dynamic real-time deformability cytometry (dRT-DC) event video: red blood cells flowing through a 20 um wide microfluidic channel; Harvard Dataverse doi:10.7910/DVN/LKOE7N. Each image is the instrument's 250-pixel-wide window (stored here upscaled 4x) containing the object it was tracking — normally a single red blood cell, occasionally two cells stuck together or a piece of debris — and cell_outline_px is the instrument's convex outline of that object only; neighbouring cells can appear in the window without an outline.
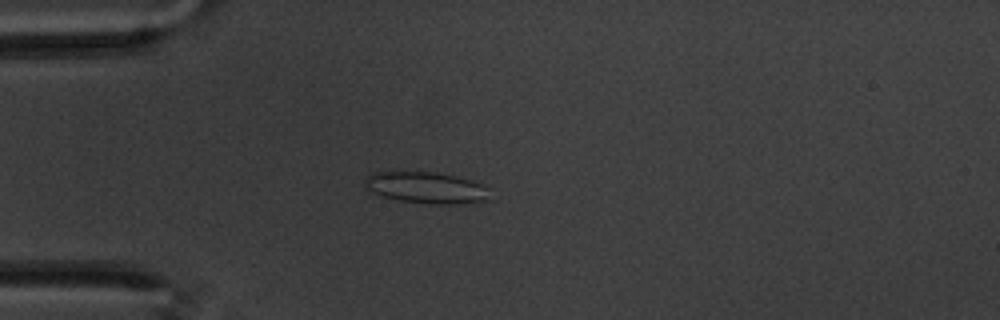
{"species": "common noctule bat (a hibernating species)", "species_latin": "Nyctalus noctula", "temperature_condition": "warm", "stored_images_in_passage": 59, "camera_frame_rate_fps": 3000, "um_per_image_px": 0.085, "animal": {"sex": "male", "body_mass_g": 20.1, "forearm_length_mm": 53.5}, "frame": {"image": 1, "passage_image": 16, "time_ms": 5.0, "image_size_px": [1000, 320], "cell_outline_px": [[488, 200], [464, 204], [424, 204], [400, 200], [384, 196], [372, 192], [364, 184], [364, 176], [372, 172], [436, 172], [472, 180], [488, 188]], "centroid_in_image_um": [36.22, 15.96], "position_along_channel_um": 48.8, "area_um2": 22.95}}
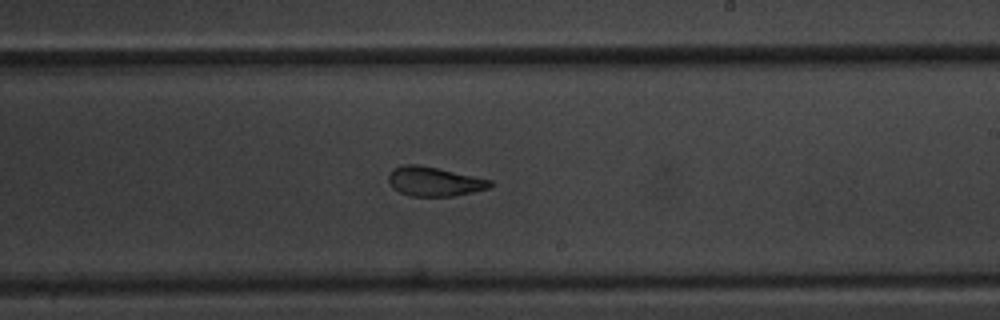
{"frame": {"image": 2, "passage_image": 35, "time_ms": 11.333, "image_size_px": [1000, 320], "cell_outline_px": [[492, 188], [452, 196], [412, 196], [400, 192], [392, 188], [388, 180], [388, 172], [392, 168], [404, 164], [416, 164], [436, 168], [492, 180]], "centroid_in_image_um": [36.88, 15.42], "position_along_channel_um": 252.1, "area_um2": 17.34}}
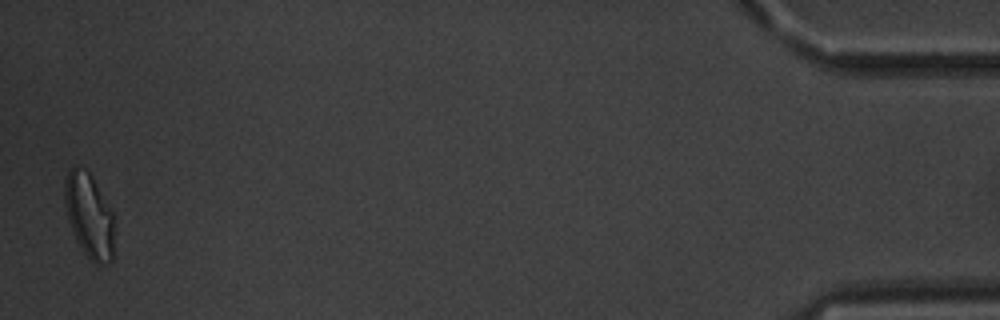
{"frame": {"image": 3, "passage_image": 58, "time_ms": 19.0, "image_size_px": [1000, 320], "cell_outline_px": [[112, 260], [108, 264], [96, 264], [84, 252], [76, 240], [68, 220], [64, 200], [64, 180], [72, 164], [84, 168], [92, 176], [112, 212]], "centroid_in_image_um": [7.54, 18.28], "position_along_channel_um": 427.7, "area_um2": 24.1}, "authors_computed_cell_mechanics": {"area_um2": 19.8254, "velocity_mm_per_s": 3.431, "shape_relaxation_time_tau1_ms": null, "shape_relaxation_time_tau2_ms": 1.7188, "deformation_change_tau1": null, "deformation_change_tau2": 0.0794}}